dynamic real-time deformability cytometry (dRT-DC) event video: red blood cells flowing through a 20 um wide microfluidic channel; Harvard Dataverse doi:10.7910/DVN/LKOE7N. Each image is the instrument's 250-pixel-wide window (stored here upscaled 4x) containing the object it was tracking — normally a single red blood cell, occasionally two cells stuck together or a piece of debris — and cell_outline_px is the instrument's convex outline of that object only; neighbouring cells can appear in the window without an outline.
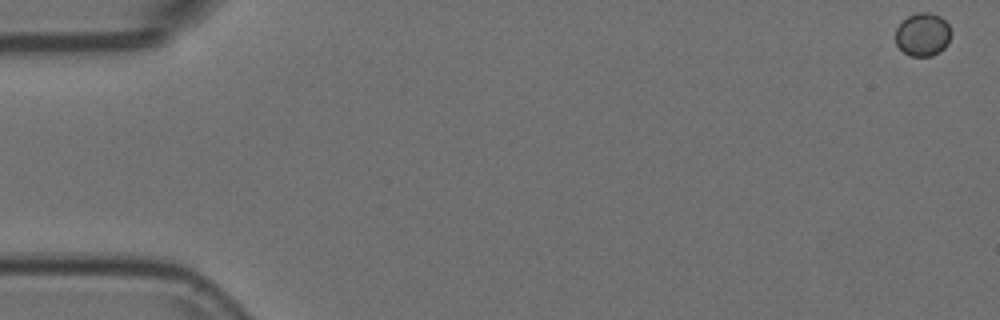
{"species": "Egyptian fruit bat (a non-hibernating species)", "species_latin": "Rousettus aegyptiacus", "temperature_condition": "room temperature", "stored_images_in_passage": 56, "camera_frame_rate_fps": 3000, "um_per_image_px": 0.085, "animal": {"sex": "female"}, "frame": {"image": 1, "passage_image": 1, "time_ms": 0.0, "image_size_px": [1000, 320], "cell_outline_px": [[952, 32], [948, 44], [940, 52], [932, 56], [912, 56], [904, 52], [896, 44], [896, 28], [908, 16], [916, 12], [928, 12], [940, 16], [948, 24]], "centroid_in_image_um": [78.46, 2.93], "position_along_channel_um": 6.5, "area_um2": 14.05}}
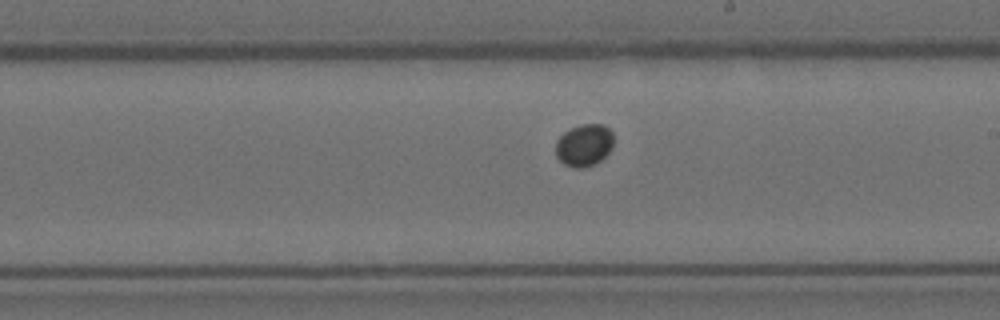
{"frame": {"image": 2, "passage_image": 32, "time_ms": 10.333, "image_size_px": [1000, 320], "cell_outline_px": [[612, 148], [600, 160], [584, 168], [576, 168], [564, 164], [556, 156], [556, 140], [564, 132], [580, 124], [604, 124], [612, 132]], "centroid_in_image_um": [49.64, 12.33], "position_along_channel_um": 239.4, "area_um2": 14.1}}
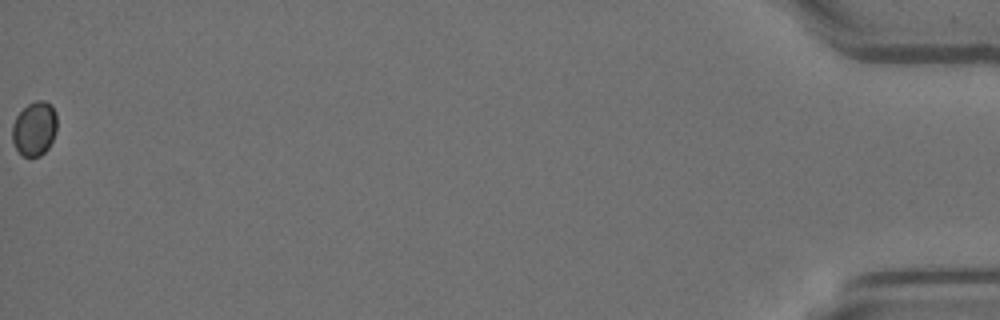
{"frame": {"image": 3, "passage_image": 56, "time_ms": 18.333, "image_size_px": [1000, 320], "cell_outline_px": [[56, 132], [48, 148], [40, 156], [24, 156], [16, 148], [12, 140], [12, 124], [16, 116], [28, 104], [36, 100], [44, 100], [52, 104], [56, 112]], "centroid_in_image_um": [2.94, 10.91], "position_along_channel_um": 432.3, "area_um2": 14.16}}